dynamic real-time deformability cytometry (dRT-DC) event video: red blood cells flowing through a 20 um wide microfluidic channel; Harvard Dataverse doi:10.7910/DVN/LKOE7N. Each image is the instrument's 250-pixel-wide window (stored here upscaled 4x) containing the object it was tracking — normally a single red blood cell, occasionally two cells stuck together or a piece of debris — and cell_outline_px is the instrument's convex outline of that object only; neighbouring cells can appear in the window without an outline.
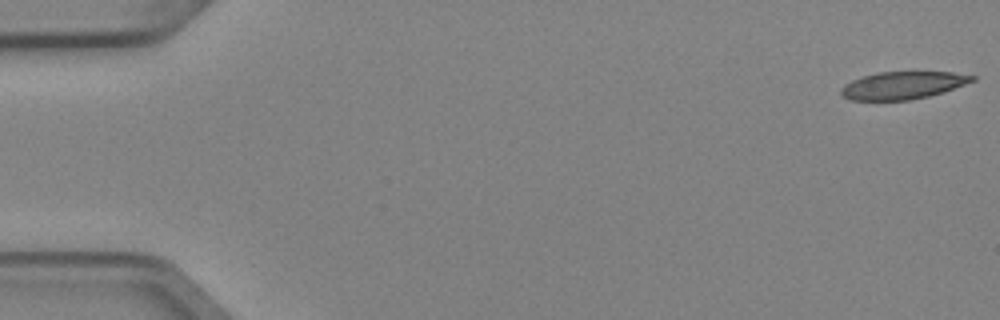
{"species": "Egyptian fruit bat (a non-hibernating species)", "species_latin": "Rousettus aegyptiacus", "temperature_condition": "cold", "stored_images_in_passage": 6, "camera_frame_rate_fps": 3000, "um_per_image_px": 0.085, "animal": {"sex": "female"}, "frame": {"image": 1, "passage_image": 1, "time_ms": 0.0, "image_size_px": [1000, 320], "cell_outline_px": [[976, 80], [944, 92], [928, 96], [908, 100], [848, 100], [840, 96], [840, 88], [844, 84], [852, 80], [864, 76], [880, 72], [952, 72], [976, 76]], "centroid_in_image_um": [76.71, 7.26], "position_along_channel_um": 8.3, "area_um2": 21.1}}
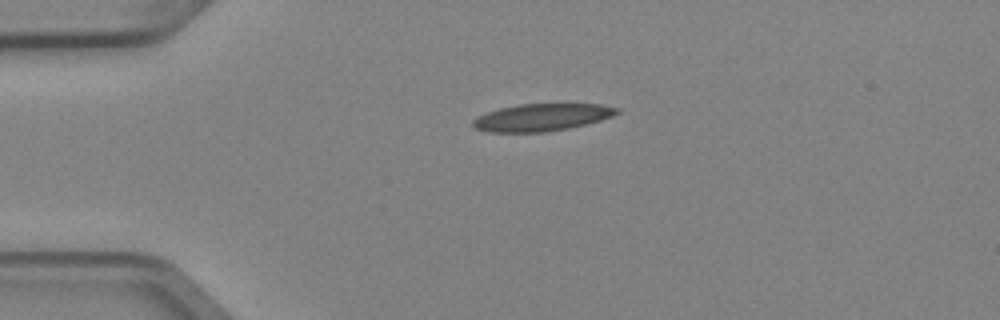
{"frame": {"image": 2, "passage_image": 4, "time_ms": 1.0, "image_size_px": [1000, 320], "cell_outline_px": [[620, 112], [612, 116], [600, 120], [568, 128], [544, 132], [488, 132], [476, 128], [472, 124], [472, 120], [476, 116], [500, 108], [516, 104], [600, 104], [620, 108]], "centroid_in_image_um": [46.04, 9.97], "position_along_channel_um": 39.0, "area_um2": 22.83}}
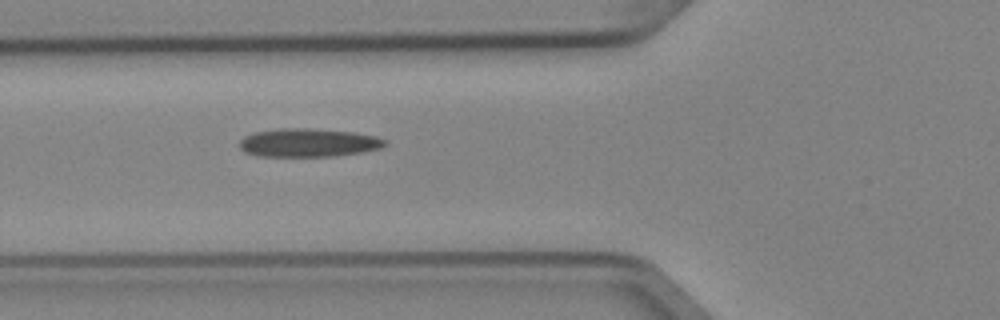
{"frame": {"image": 3, "passage_image": 6, "time_ms": 1.667, "image_size_px": [1000, 320], "cell_outline_px": [[388, 144], [380, 148], [360, 152], [328, 156], [260, 156], [244, 152], [240, 148], [240, 140], [244, 136], [252, 132], [280, 128], [308, 128], [352, 132], [376, 136], [388, 140]], "centroid_in_image_um": [26.19, 12.12], "position_along_channel_um": 99.6, "area_um2": 24.04}}